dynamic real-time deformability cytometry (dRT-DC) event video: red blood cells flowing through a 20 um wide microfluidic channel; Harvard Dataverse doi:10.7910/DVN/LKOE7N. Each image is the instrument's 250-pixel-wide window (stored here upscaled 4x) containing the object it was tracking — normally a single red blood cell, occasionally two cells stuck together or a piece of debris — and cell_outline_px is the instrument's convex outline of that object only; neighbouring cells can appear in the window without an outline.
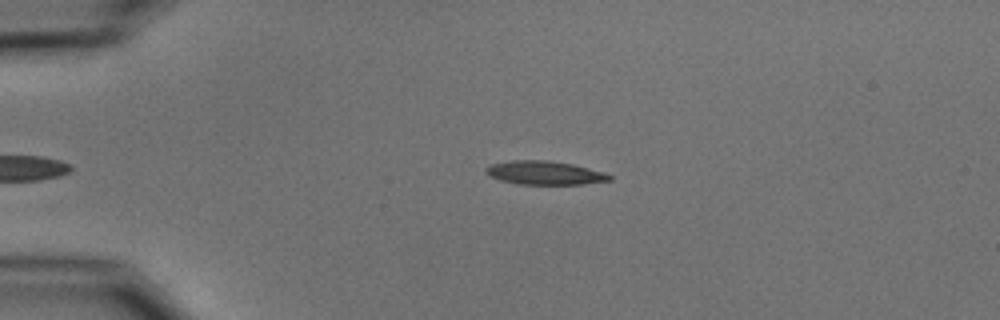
{"species": "common noctule bat (a hibernating species)", "species_latin": "Nyctalus noctula", "temperature_condition": "cold", "stored_images_in_passage": 39, "camera_frame_rate_fps": 3000, "um_per_image_px": 0.085, "animal": {"sex": "male", "body_mass_g": 15.6}, "frame": {"image": 1, "passage_image": 4, "time_ms": 1.0, "image_size_px": [1000, 320], "cell_outline_px": [[612, 180], [584, 184], [516, 184], [500, 180], [488, 176], [484, 172], [484, 168], [492, 164], [512, 160], [548, 160], [572, 164], [604, 172], [612, 176]], "centroid_in_image_um": [46.26, 14.69], "position_along_channel_um": 38.7, "area_um2": 17.11}}
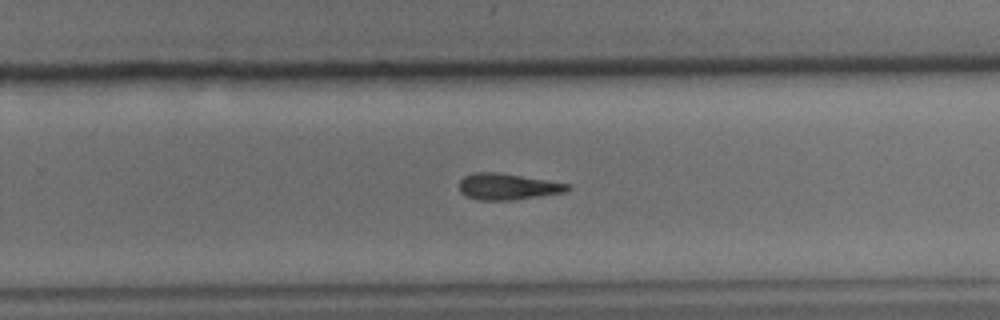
{"frame": {"image": 2, "passage_image": 27, "time_ms": 8.667, "image_size_px": [1000, 320], "cell_outline_px": [[572, 188], [564, 192], [512, 200], [480, 200], [468, 196], [460, 192], [460, 180], [464, 176], [472, 172], [496, 172], [568, 184]], "centroid_in_image_um": [43.1, 15.86], "position_along_channel_um": 286.7, "area_um2": 16.24}}
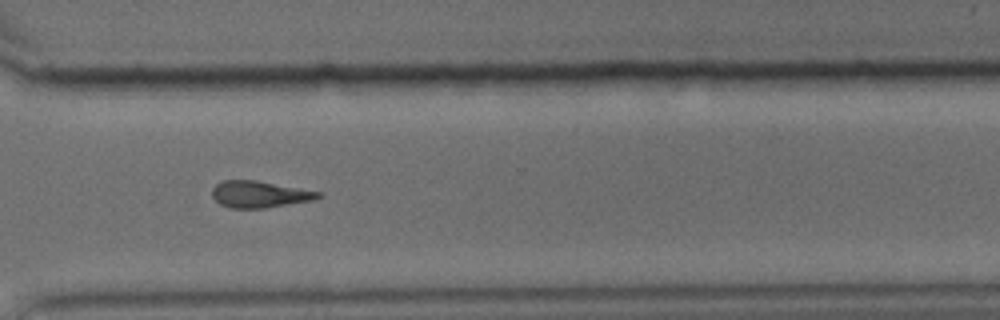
{"frame": {"image": 3, "passage_image": 32, "time_ms": 10.333, "image_size_px": [1000, 320], "cell_outline_px": [[320, 196], [312, 200], [264, 208], [232, 208], [220, 204], [212, 196], [212, 188], [216, 184], [224, 180], [256, 180], [320, 192]], "centroid_in_image_um": [22.0, 16.51], "position_along_channel_um": 348.6, "area_um2": 16.18}, "authors_computed_cell_mechanics": {"area_um2": 17.2244, "velocity_mm_per_s": 3.7127, "shape_relaxation_time_tau1_ms": 6.884, "shape_relaxation_time_tau2_ms": null, "deformation_change_tau1": 0.2064, "deformation_change_tau2": null}}